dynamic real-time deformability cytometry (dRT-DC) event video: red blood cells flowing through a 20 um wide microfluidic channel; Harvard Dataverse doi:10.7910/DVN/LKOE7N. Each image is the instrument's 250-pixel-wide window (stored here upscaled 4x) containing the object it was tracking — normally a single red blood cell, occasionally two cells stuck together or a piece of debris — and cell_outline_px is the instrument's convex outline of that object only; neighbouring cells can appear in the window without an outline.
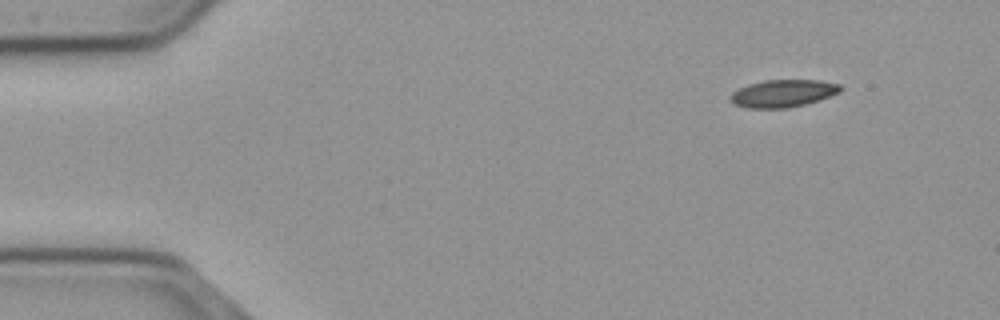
{"species": "common noctule bat (a hibernating species)", "species_latin": "Nyctalus noctula", "temperature_condition": "cold", "stored_images_in_passage": 9, "camera_frame_rate_fps": 3000, "um_per_image_px": 0.085, "animal": {"sex": "male", "body_mass_g": 23.1, "forearm_length_mm": 52.7}, "frame": {"image": 1, "passage_image": 1, "time_ms": 0.0, "image_size_px": [1000, 320], "cell_outline_px": [[844, 88], [840, 92], [820, 100], [788, 108], [748, 108], [736, 104], [728, 100], [728, 96], [732, 92], [748, 84], [764, 80], [820, 80], [840, 84]], "centroid_in_image_um": [66.56, 7.93], "position_along_channel_um": 18.4, "area_um2": 17.74}}